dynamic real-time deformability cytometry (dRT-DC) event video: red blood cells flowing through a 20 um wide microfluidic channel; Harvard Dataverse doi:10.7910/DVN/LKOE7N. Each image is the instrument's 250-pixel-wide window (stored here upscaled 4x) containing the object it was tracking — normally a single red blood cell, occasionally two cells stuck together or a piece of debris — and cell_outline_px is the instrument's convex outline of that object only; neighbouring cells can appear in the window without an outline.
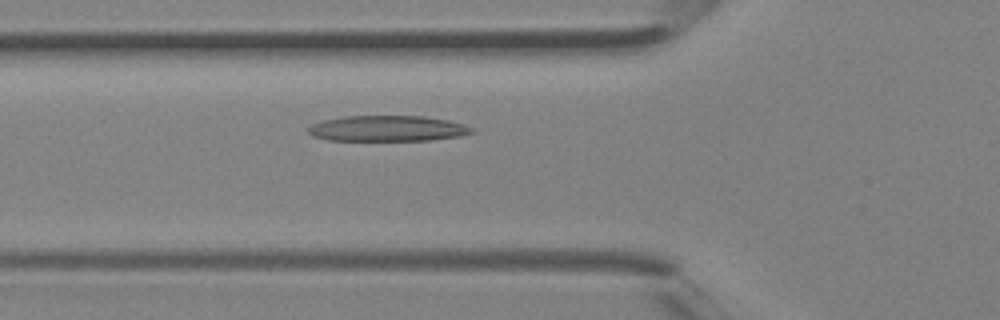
{"species": "Egyptian fruit bat (a non-hibernating species)", "species_latin": "Rousettus aegyptiacus", "temperature_condition": "room temperature", "stored_images_in_passage": 35, "camera_frame_rate_fps": 3000, "um_per_image_px": 0.085, "animal": {"sex": "female"}, "frame": {"image": 1, "passage_image": 10, "time_ms": 3.0, "image_size_px": [1000, 320], "cell_outline_px": [[476, 132], [460, 136], [432, 140], [328, 140], [312, 136], [308, 132], [308, 128], [312, 124], [324, 120], [344, 116], [424, 116], [448, 120], [464, 124], [472, 128]], "centroid_in_image_um": [32.96, 10.92], "position_along_channel_um": 92.8, "area_um2": 24.51}}
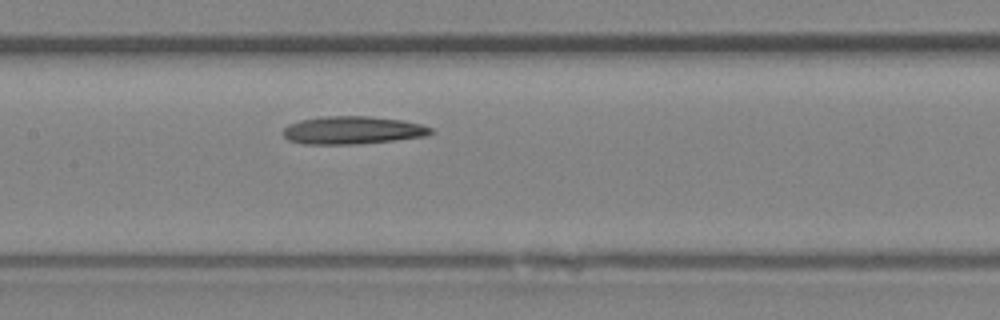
{"frame": {"image": 2, "passage_image": 15, "time_ms": 4.667, "image_size_px": [1000, 320], "cell_outline_px": [[432, 132], [424, 136], [392, 140], [356, 144], [304, 144], [288, 140], [284, 136], [284, 128], [288, 124], [300, 120], [324, 116], [368, 116], [400, 120], [420, 124], [432, 128]], "centroid_in_image_um": [29.91, 11.06], "position_along_channel_um": 177.5, "area_um2": 23.7}}
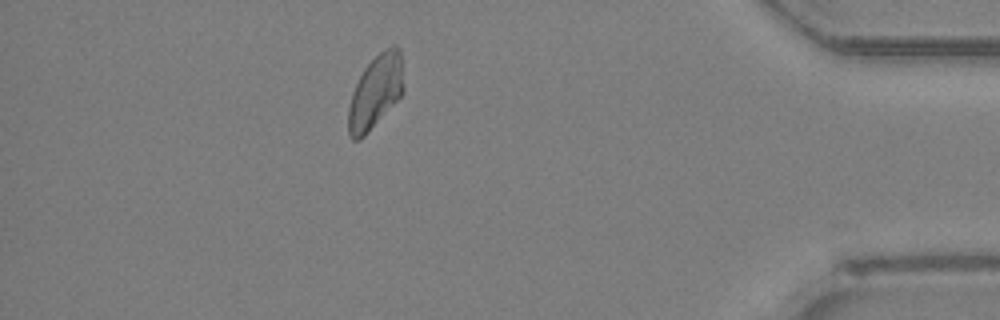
{"frame": {"image": 3, "passage_image": 31, "time_ms": 10.0, "image_size_px": [1000, 320], "cell_outline_px": [[404, 92], [364, 136], [360, 140], [352, 140], [348, 136], [348, 108], [352, 92], [364, 68], [384, 48], [392, 44], [400, 48], [404, 88]], "centroid_in_image_um": [31.91, 7.79], "position_along_channel_um": 403.3, "area_um2": 23.52}}